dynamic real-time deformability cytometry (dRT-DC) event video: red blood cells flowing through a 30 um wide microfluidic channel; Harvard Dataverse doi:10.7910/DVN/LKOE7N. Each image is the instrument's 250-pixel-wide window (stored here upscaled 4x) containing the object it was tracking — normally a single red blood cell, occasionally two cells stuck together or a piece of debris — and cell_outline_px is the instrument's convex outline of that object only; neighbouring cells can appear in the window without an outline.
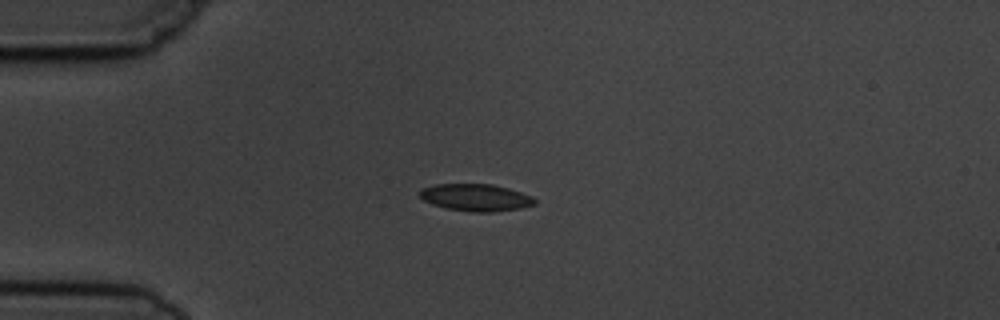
{"species": "common noctule bat (a hibernating species)", "species_latin": "Nyctalus noctula", "temperature_condition": "cold", "stored_images_in_passage": 3, "camera_frame_rate_fps": 3000, "um_per_image_px": 0.085, "animal": {"sex": "male", "body_mass_g": 19.5, "forearm_length_mm": 54.6}, "frame": {"image": 1, "passage_image": 1, "time_ms": 0.0, "image_size_px": [1000, 320], "cell_outline_px": [[536, 204], [520, 208], [492, 212], [472, 212], [444, 208], [432, 204], [424, 200], [416, 192], [420, 188], [436, 184], [492, 184], [508, 188], [532, 196], [536, 200]], "centroid_in_image_um": [40.4, 16.78], "position_along_channel_um": 44.6, "area_um2": 18.32}}
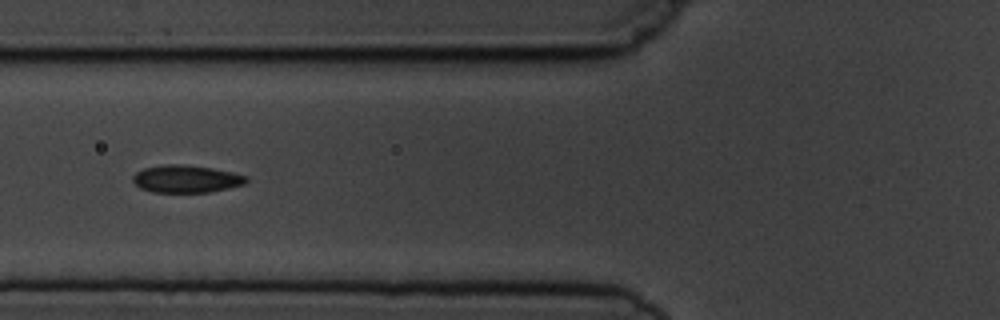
{"frame": {"image": 2, "passage_image": 3, "time_ms": 2.333, "image_size_px": [1000, 320], "cell_outline_px": [[248, 180], [244, 184], [228, 188], [208, 192], [152, 192], [140, 188], [132, 180], [132, 176], [136, 172], [144, 168], [164, 164], [184, 164], [212, 168], [232, 172], [248, 176]], "centroid_in_image_um": [15.82, 15.2], "position_along_channel_um": 110.0, "area_um2": 18.21}}